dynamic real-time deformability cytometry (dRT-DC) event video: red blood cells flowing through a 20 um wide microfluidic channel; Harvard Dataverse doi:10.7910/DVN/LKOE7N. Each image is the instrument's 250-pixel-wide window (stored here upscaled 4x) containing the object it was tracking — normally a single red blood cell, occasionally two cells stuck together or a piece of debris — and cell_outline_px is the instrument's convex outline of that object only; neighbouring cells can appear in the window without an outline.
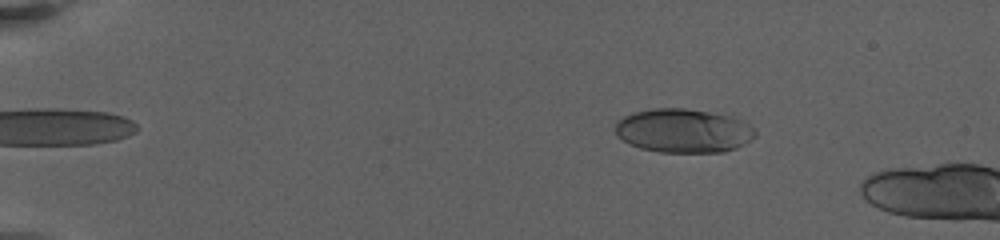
{"species": "human", "species_latin": "Homo sapiens", "temperature_condition": "warm", "stored_images_in_passage": 18, "camera_frame_rate_fps": 3000, "um_per_image_px": 0.085, "donor": {"sex": "female"}, "frame": {"image": 1, "passage_image": 12, "time_ms": 3.333, "image_size_px": [1000, 240], "cell_outline_px": [[756, 136], [744, 144], [736, 148], [724, 152], [660, 152], [640, 148], [616, 136], [616, 124], [624, 116], [632, 112], [656, 108], [684, 108], [708, 112], [728, 116], [740, 120], [748, 124], [756, 132]], "centroid_in_image_um": [58.08, 11.12], "position_along_channel_um": 26.9, "area_um2": 35.49}}